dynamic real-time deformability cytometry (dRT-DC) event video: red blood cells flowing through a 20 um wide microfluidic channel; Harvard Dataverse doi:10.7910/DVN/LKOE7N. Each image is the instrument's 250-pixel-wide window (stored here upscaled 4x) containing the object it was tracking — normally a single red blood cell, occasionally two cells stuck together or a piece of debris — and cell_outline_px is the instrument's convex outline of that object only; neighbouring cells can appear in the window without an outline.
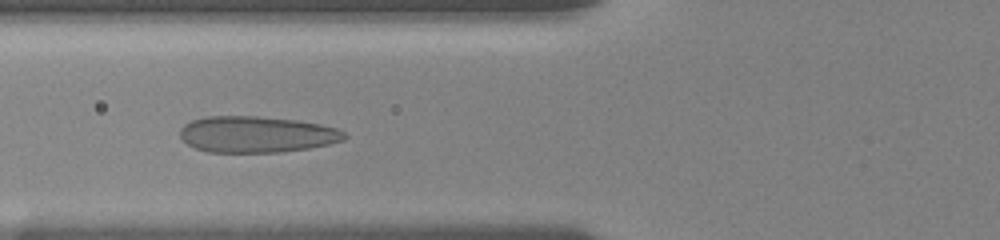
{"species": "human", "species_latin": "Homo sapiens", "temperature_condition": "room temperature", "stored_images_in_passage": 20, "camera_frame_rate_fps": 3000, "um_per_image_px": 0.085, "donor": {"sex": "female"}, "frame": {"image": 1, "passage_image": 15, "time_ms": 6.333, "image_size_px": [1000, 240], "cell_outline_px": [[348, 136], [344, 140], [328, 144], [308, 148], [280, 152], [208, 152], [196, 148], [188, 144], [180, 136], [180, 128], [184, 124], [192, 120], [204, 116], [256, 116], [296, 120], [320, 124], [336, 128], [344, 132]], "centroid_in_image_um": [21.8, 11.41], "position_along_channel_um": 104.0, "area_um2": 34.74}}
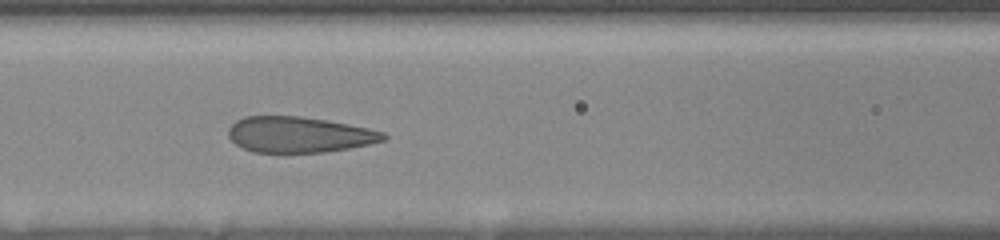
{"frame": {"image": 2, "passage_image": 17, "time_ms": 7.333, "image_size_px": [1000, 240], "cell_outline_px": [[388, 136], [384, 140], [368, 144], [348, 148], [324, 152], [252, 152], [236, 144], [228, 136], [228, 128], [236, 120], [244, 116], [300, 116], [328, 120], [368, 128], [384, 132]], "centroid_in_image_um": [25.4, 11.43], "position_along_channel_um": 141.2, "area_um2": 32.25}}
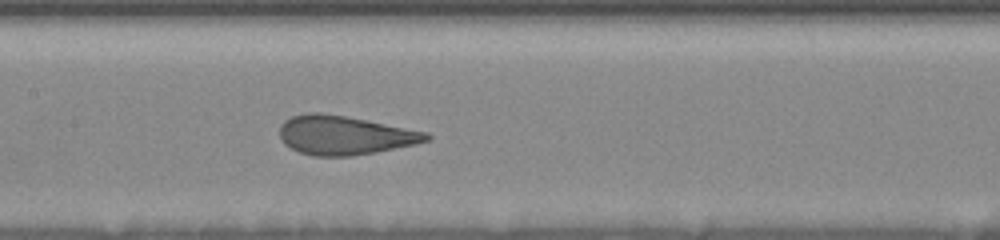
{"frame": {"image": 3, "passage_image": 20, "time_ms": 8.333, "image_size_px": [1000, 240], "cell_outline_px": [[432, 140], [416, 144], [376, 152], [352, 156], [312, 156], [300, 152], [284, 144], [280, 140], [280, 124], [284, 120], [292, 116], [308, 112], [320, 112], [344, 116], [428, 132], [432, 136]], "centroid_in_image_um": [29.28, 11.5], "position_along_channel_um": 178.1, "area_um2": 33.41}}